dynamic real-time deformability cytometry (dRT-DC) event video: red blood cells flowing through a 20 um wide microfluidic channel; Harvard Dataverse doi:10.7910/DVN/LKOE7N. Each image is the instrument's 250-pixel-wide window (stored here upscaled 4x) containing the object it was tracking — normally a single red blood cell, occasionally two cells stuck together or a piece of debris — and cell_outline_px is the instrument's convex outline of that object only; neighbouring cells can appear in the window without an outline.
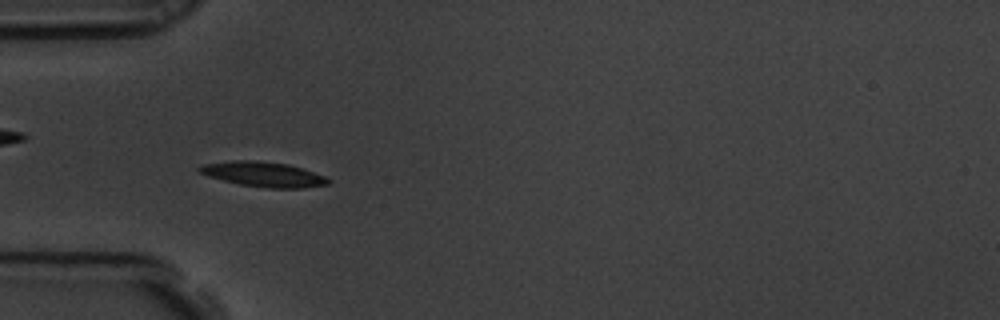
{"species": "common noctule bat (a hibernating species)", "species_latin": "Nyctalus noctula", "temperature_condition": "room temperature", "stored_images_in_passage": 7, "camera_frame_rate_fps": 3000, "um_per_image_px": 0.085, "animal": {"sex": "male", "body_mass_g": 19.5, "forearm_length_mm": 54.6}, "frame": {"image": 1, "passage_image": 4, "time_ms": 1.0, "image_size_px": [1000, 320], "cell_outline_px": [[332, 180], [328, 184], [304, 188], [268, 188], [240, 184], [208, 176], [200, 172], [196, 168], [200, 164], [232, 160], [256, 160], [288, 164], [324, 176]], "centroid_in_image_um": [22.36, 14.8], "position_along_channel_um": 62.6, "area_um2": 18.67}}
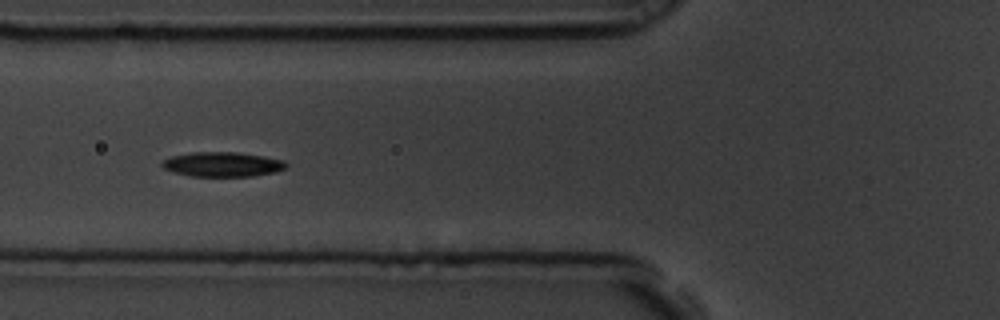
{"frame": {"image": 2, "passage_image": 5, "time_ms": 1.333, "image_size_px": [1000, 320], "cell_outline_px": [[288, 164], [284, 168], [276, 172], [252, 176], [192, 176], [172, 172], [164, 168], [160, 164], [164, 160], [172, 156], [192, 152], [236, 152], [264, 156], [284, 160]], "centroid_in_image_um": [18.91, 13.97], "position_along_channel_um": 106.9, "area_um2": 17.8}}
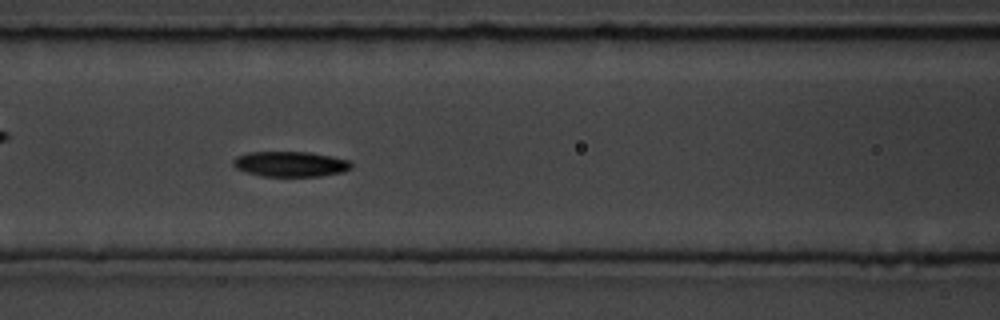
{"frame": {"image": 3, "passage_image": 6, "time_ms": 1.667, "image_size_px": [1000, 320], "cell_outline_px": [[352, 168], [344, 172], [320, 176], [260, 176], [244, 172], [236, 168], [232, 164], [232, 160], [236, 156], [248, 152], [308, 152], [332, 156], [352, 160]], "centroid_in_image_um": [24.69, 13.94], "position_along_channel_um": 141.9, "area_um2": 17.69}}